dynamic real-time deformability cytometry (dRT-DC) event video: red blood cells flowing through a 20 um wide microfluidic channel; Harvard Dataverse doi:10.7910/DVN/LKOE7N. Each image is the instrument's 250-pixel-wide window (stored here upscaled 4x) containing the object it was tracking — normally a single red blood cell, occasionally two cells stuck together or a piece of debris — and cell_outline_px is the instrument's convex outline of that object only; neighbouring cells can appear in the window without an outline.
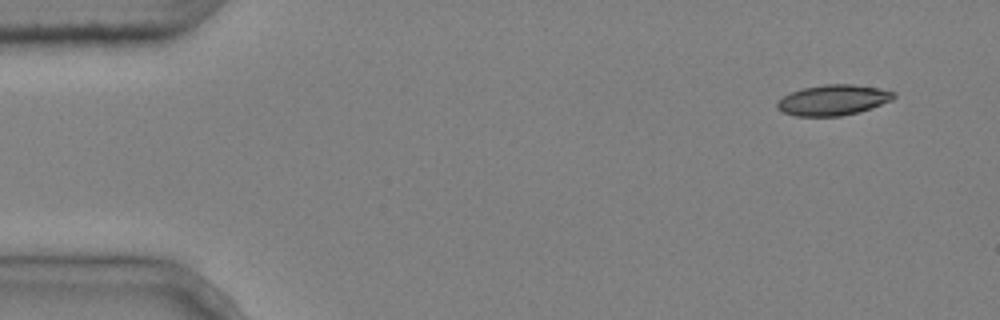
{"species": "common noctule bat (a hibernating species)", "species_latin": "Nyctalus noctula", "temperature_condition": "cold", "stored_images_in_passage": 2, "camera_frame_rate_fps": 3000, "um_per_image_px": 0.085, "animal": {"sex": "male", "body_mass_g": 20.4}, "frame": {"image": 1, "passage_image": 2, "time_ms": 0.333, "image_size_px": [1000, 320], "cell_outline_px": [[896, 96], [892, 100], [872, 108], [860, 112], [840, 116], [796, 116], [780, 112], [776, 108], [776, 100], [792, 92], [804, 88], [824, 84], [852, 84], [876, 88], [896, 92]], "centroid_in_image_um": [70.79, 8.51], "position_along_channel_um": 14.2, "area_um2": 20.87}}